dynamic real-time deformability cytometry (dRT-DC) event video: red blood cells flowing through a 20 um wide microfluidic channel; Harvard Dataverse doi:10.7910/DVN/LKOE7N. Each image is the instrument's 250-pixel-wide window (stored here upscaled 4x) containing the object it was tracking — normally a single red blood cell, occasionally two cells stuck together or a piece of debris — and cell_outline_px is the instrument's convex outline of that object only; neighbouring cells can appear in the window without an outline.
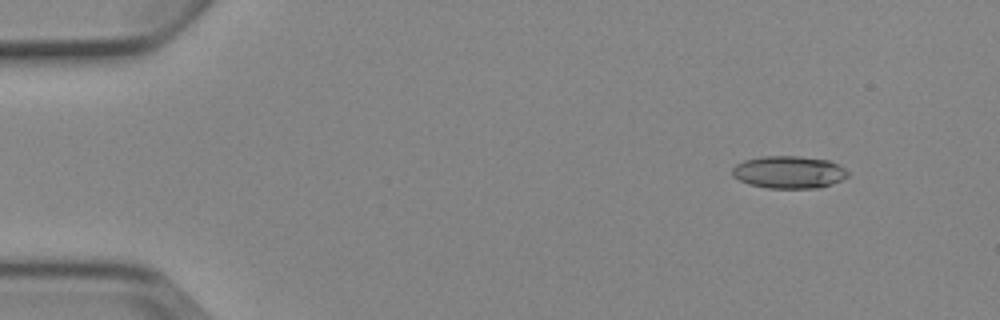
{"species": "Egyptian fruit bat (a non-hibernating species)", "species_latin": "Rousettus aegyptiacus", "temperature_condition": "cold", "stored_images_in_passage": 5, "camera_frame_rate_fps": 3000, "um_per_image_px": 0.085, "animal": {"sex": "female"}, "frame": {"image": 1, "passage_image": 2, "time_ms": 1.333, "image_size_px": [1000, 320], "cell_outline_px": [[848, 176], [832, 184], [820, 188], [768, 188], [748, 184], [732, 176], [732, 168], [736, 164], [744, 160], [760, 156], [800, 156], [828, 160], [840, 164], [848, 172]], "centroid_in_image_um": [67.05, 14.63], "position_along_channel_um": 17.9, "area_um2": 22.02}}
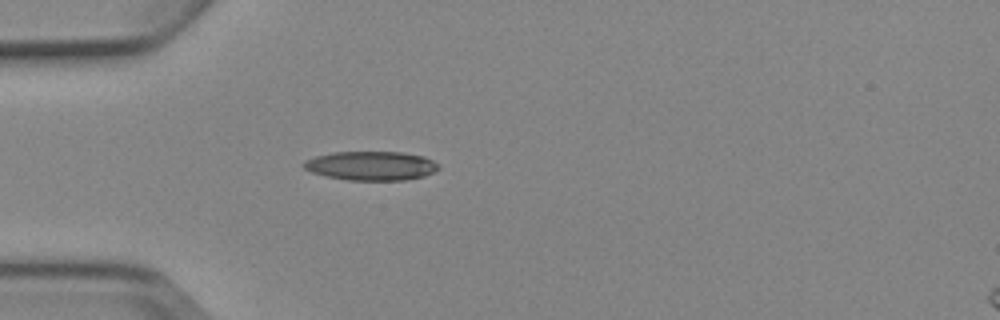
{"frame": {"image": 2, "passage_image": 5, "time_ms": 4.667, "image_size_px": [1000, 320], "cell_outline_px": [[440, 168], [424, 176], [404, 180], [348, 180], [328, 176], [312, 172], [304, 168], [300, 164], [304, 160], [316, 156], [332, 152], [404, 152], [424, 156], [440, 164]], "centroid_in_image_um": [31.55, 14.08], "position_along_channel_um": 53.4, "area_um2": 22.89}}